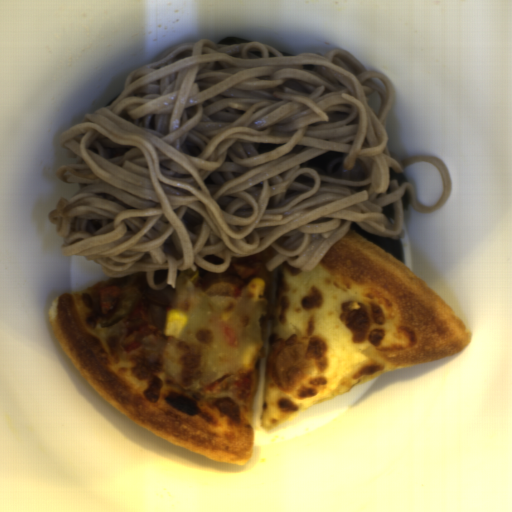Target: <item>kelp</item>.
I'll list each match as a JSON object with an SVG mask.
<instances>
[{"instance_id": "kelp-1", "label": "kelp", "mask_w": 512, "mask_h": 512, "mask_svg": "<svg viewBox=\"0 0 512 512\" xmlns=\"http://www.w3.org/2000/svg\"><path fill=\"white\" fill-rule=\"evenodd\" d=\"M349 227L406 266L404 252L399 235L398 237L376 236L365 231L358 225L357 222L354 221L351 222Z\"/></svg>"}, {"instance_id": "kelp-2", "label": "kelp", "mask_w": 512, "mask_h": 512, "mask_svg": "<svg viewBox=\"0 0 512 512\" xmlns=\"http://www.w3.org/2000/svg\"><path fill=\"white\" fill-rule=\"evenodd\" d=\"M341 156H344L343 153L329 150L322 155L310 158L306 165L308 168H317L325 171L331 160Z\"/></svg>"}, {"instance_id": "kelp-3", "label": "kelp", "mask_w": 512, "mask_h": 512, "mask_svg": "<svg viewBox=\"0 0 512 512\" xmlns=\"http://www.w3.org/2000/svg\"><path fill=\"white\" fill-rule=\"evenodd\" d=\"M389 170V180H397L399 186H402L404 182H408V179L405 177L403 171L396 172L393 168L388 167Z\"/></svg>"}, {"instance_id": "kelp-4", "label": "kelp", "mask_w": 512, "mask_h": 512, "mask_svg": "<svg viewBox=\"0 0 512 512\" xmlns=\"http://www.w3.org/2000/svg\"><path fill=\"white\" fill-rule=\"evenodd\" d=\"M381 214L384 215L389 221H394V207L393 203L385 205L381 210Z\"/></svg>"}, {"instance_id": "kelp-5", "label": "kelp", "mask_w": 512, "mask_h": 512, "mask_svg": "<svg viewBox=\"0 0 512 512\" xmlns=\"http://www.w3.org/2000/svg\"><path fill=\"white\" fill-rule=\"evenodd\" d=\"M401 201H402L404 215H405L409 211L410 202H411L407 189L405 190V192L401 198Z\"/></svg>"}]
</instances>
